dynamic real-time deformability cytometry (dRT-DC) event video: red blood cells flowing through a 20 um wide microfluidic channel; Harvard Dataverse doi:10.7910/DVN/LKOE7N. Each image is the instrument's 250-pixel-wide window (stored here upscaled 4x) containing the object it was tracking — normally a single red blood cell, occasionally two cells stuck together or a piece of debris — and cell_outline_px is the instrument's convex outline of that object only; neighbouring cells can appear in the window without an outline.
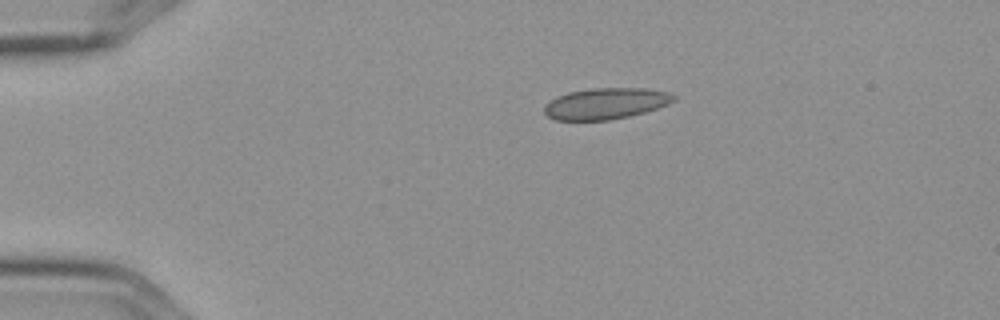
{"species": "Egyptian fruit bat (a non-hibernating species)", "species_latin": "Rousettus aegyptiacus", "temperature_condition": "cold", "stored_images_in_passage": 4, "camera_frame_rate_fps": 3000, "um_per_image_px": 0.085, "frame": {"image": 1, "passage_image": 4, "time_ms": 1.0, "image_size_px": [1000, 320], "cell_outline_px": [[676, 100], [668, 104], [644, 112], [628, 116], [608, 120], [556, 120], [548, 116], [544, 112], [544, 104], [556, 96], [568, 92], [592, 88], [648, 88], [668, 92], [676, 96]], "centroid_in_image_um": [51.48, 8.79], "position_along_channel_um": 33.5, "area_um2": 23.58}}